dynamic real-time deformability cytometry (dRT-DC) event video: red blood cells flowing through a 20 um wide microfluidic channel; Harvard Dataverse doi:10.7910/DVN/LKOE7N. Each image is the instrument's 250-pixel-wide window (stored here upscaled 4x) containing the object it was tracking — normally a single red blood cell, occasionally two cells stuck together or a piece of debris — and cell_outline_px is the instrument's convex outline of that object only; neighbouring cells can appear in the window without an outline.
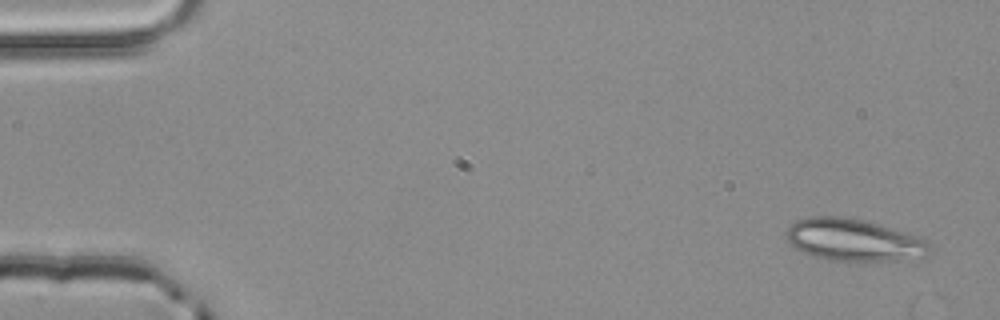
{"species": "common noctule bat (a hibernating species)", "species_latin": "Nyctalus noctula", "temperature_condition": "room temperature", "stored_images_in_passage": 5, "camera_frame_rate_fps": 3000, "um_per_image_px": 0.085, "animal": {"sex": "male", "body_mass_g": 20.4}, "frame": {"image": 1, "passage_image": 1, "time_ms": 0.0, "image_size_px": [1000, 320], "cell_outline_px": [[932, 252], [928, 256], [888, 260], [828, 260], [812, 256], [796, 248], [784, 236], [784, 232], [796, 220], [812, 216], [840, 216], [864, 220], [880, 224], [924, 236]], "centroid_in_image_um": [72.6, 20.38], "position_along_channel_um": 12.4, "area_um2": 35.37}}